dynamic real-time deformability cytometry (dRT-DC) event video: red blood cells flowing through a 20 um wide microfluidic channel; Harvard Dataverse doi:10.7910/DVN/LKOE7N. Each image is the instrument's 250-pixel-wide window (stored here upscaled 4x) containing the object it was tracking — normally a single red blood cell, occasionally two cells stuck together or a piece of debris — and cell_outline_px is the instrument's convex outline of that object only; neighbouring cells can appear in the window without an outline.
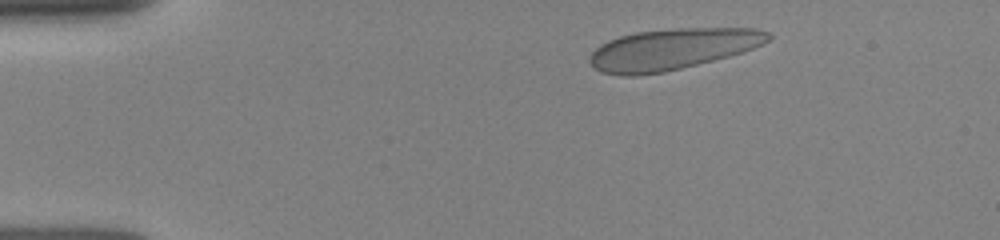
{"species": "human", "species_latin": "Homo sapiens", "temperature_condition": "room temperature", "stored_images_in_passage": 33, "camera_frame_rate_fps": 3000, "um_per_image_px": 0.085, "donor": {"sex": "female"}, "frame": {"image": 1, "passage_image": 1, "time_ms": 0.0, "image_size_px": [1000, 240], "cell_outline_px": [[772, 36], [764, 44], [728, 56], [664, 72], [636, 76], [620, 76], [600, 72], [588, 60], [588, 56], [600, 44], [608, 40], [620, 36], [636, 32], [672, 28], [752, 28], [768, 32]], "centroid_in_image_um": [57.09, 4.18], "position_along_channel_um": 27.9, "area_um2": 42.66}}
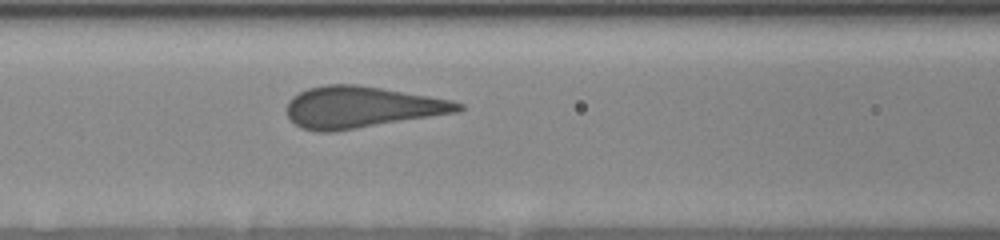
{"frame": {"image": 2, "passage_image": 18, "time_ms": 4.333, "image_size_px": [1000, 240], "cell_outline_px": [[464, 108], [460, 112], [336, 132], [316, 132], [300, 128], [288, 116], [288, 100], [292, 96], [308, 88], [324, 84], [356, 84], [452, 100], [464, 104]], "centroid_in_image_um": [30.74, 9.12], "position_along_channel_um": 135.9, "area_um2": 41.67}}
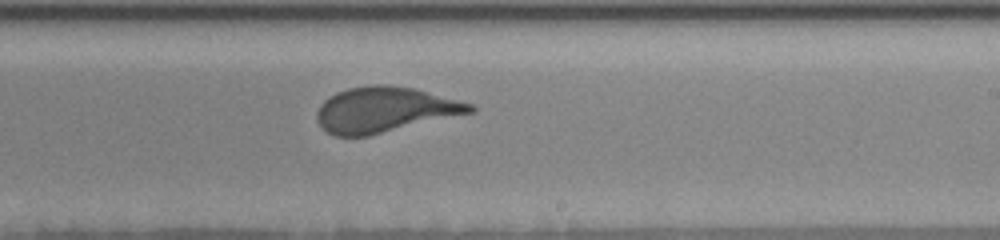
{"frame": {"image": 3, "passage_image": 33, "time_ms": 7.333, "image_size_px": [1000, 240], "cell_outline_px": [[476, 112], [368, 136], [336, 136], [328, 132], [320, 124], [316, 116], [316, 112], [320, 104], [328, 96], [336, 92], [348, 88], [372, 84], [388, 84], [412, 88], [472, 104], [476, 108]], "centroid_in_image_um": [32.69, 9.32], "position_along_channel_um": 256.3, "area_um2": 40.46}}